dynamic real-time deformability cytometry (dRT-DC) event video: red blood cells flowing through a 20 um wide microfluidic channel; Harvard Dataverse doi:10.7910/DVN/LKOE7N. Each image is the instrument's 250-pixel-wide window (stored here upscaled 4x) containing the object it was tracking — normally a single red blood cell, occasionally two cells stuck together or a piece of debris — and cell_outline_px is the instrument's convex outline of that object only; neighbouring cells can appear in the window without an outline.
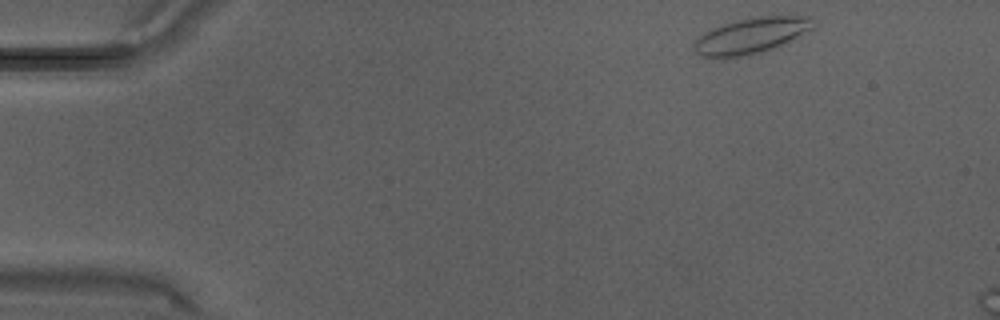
{"species": "Egyptian fruit bat (a non-hibernating species)", "species_latin": "Rousettus aegyptiacus", "temperature_condition": "warm", "stored_images_in_passage": 29, "camera_frame_rate_fps": 3000, "um_per_image_px": 0.085, "animal": {"sex": "male"}, "frame": {"image": 1, "passage_image": 1, "time_ms": 0.0, "image_size_px": [1000, 320], "cell_outline_px": [[812, 28], [788, 44], [776, 48], [760, 52], [740, 56], [700, 56], [692, 48], [692, 44], [704, 32], [724, 24], [740, 20], [760, 16], [812, 16]], "centroid_in_image_um": [63.89, 3.03], "position_along_channel_um": 21.1, "area_um2": 24.51}}
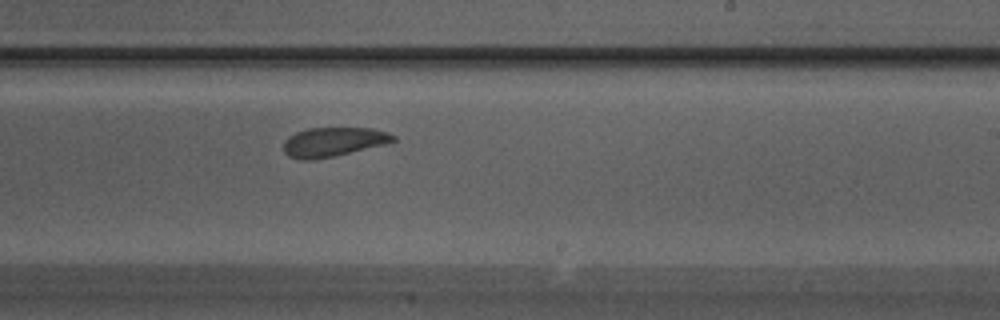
{"frame": {"image": 2, "passage_image": 17, "time_ms": 5.333, "image_size_px": [1000, 320], "cell_outline_px": [[396, 140], [384, 144], [332, 156], [312, 160], [300, 160], [288, 156], [284, 152], [284, 140], [288, 136], [296, 132], [308, 128], [372, 128], [388, 132], [396, 136]], "centroid_in_image_um": [28.29, 12.05], "position_along_channel_um": 260.7, "area_um2": 18.55}}